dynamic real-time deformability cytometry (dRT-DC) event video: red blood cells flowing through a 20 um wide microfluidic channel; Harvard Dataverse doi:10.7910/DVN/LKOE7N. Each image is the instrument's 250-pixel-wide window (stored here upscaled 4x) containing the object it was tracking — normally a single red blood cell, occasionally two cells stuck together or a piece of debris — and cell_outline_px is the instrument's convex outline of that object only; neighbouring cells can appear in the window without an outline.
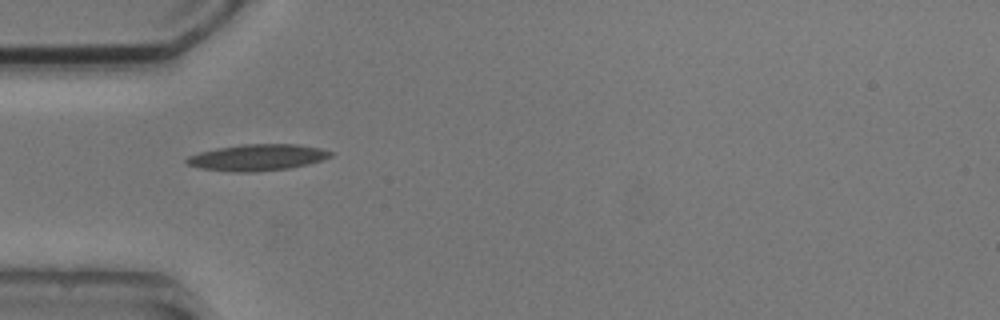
{"species": "common noctule bat (a hibernating species)", "species_latin": "Nyctalus noctula", "temperature_condition": "cold", "stored_images_in_passage": 2, "camera_frame_rate_fps": 3000, "um_per_image_px": 0.085, "animal": {"sex": "male", "body_mass_g": 20.5, "forearm_length_mm": 52.5}, "frame": {"image": 1, "passage_image": 1, "time_ms": 0.0, "image_size_px": [1000, 320], "cell_outline_px": [[332, 156], [324, 160], [308, 164], [288, 168], [256, 172], [232, 172], [200, 168], [188, 164], [184, 160], [188, 156], [200, 152], [216, 148], [244, 144], [296, 144], [320, 148], [332, 152]], "centroid_in_image_um": [21.88, 13.38], "position_along_channel_um": 63.1, "area_um2": 22.14}}